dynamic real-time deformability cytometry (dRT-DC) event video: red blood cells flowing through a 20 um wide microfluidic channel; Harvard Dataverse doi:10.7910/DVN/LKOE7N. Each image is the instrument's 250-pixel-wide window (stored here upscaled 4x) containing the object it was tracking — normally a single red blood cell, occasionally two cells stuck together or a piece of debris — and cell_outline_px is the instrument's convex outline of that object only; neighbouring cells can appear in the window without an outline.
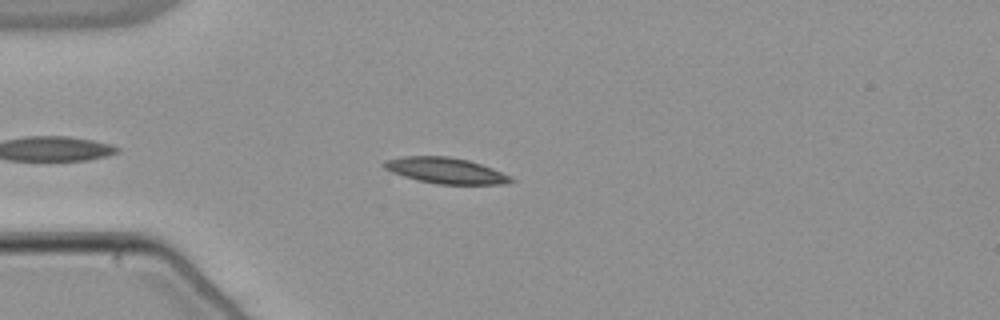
{"species": "common noctule bat (a hibernating species)", "species_latin": "Nyctalus noctula", "temperature_condition": "warm", "stored_images_in_passage": 41, "camera_frame_rate_fps": 3000, "um_per_image_px": 0.085, "animal": {"sex": "male", "body_mass_g": 21.5, "forearm_length_mm": 52.0}, "frame": {"image": 1, "passage_image": 8, "time_ms": 2.333, "image_size_px": [1000, 320], "cell_outline_px": [[516, 180], [504, 184], [436, 184], [416, 180], [392, 172], [384, 168], [380, 164], [384, 160], [404, 156], [448, 156], [468, 160], [492, 168], [512, 176]], "centroid_in_image_um": [37.87, 14.5], "position_along_channel_um": 47.1, "area_um2": 19.25}}
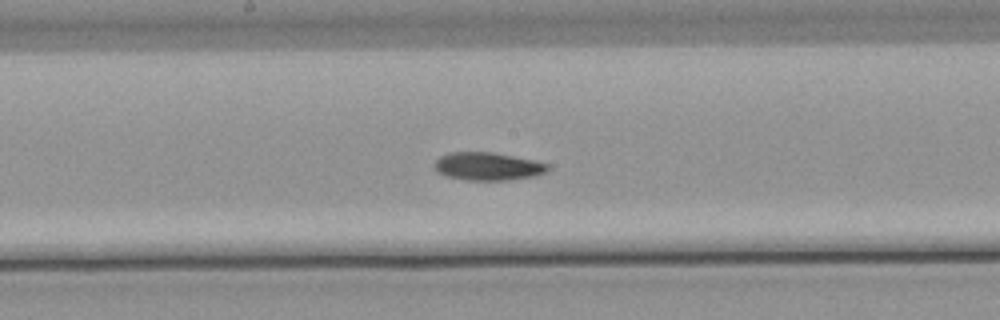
{"frame": {"image": 2, "passage_image": 22, "time_ms": 7.0, "image_size_px": [1000, 320], "cell_outline_px": [[548, 172], [532, 176], [508, 180], [464, 180], [444, 176], [436, 172], [436, 160], [440, 156], [448, 152], [492, 152], [532, 160], [548, 164]], "centroid_in_image_um": [41.42, 14.14], "position_along_channel_um": 206.8, "area_um2": 18.38}}
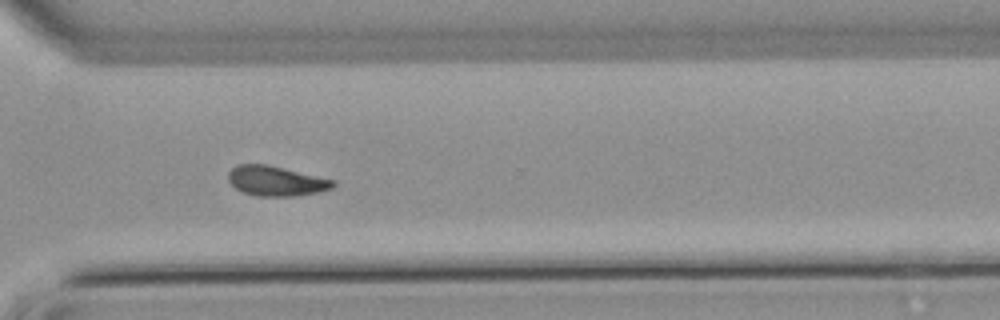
{"frame": {"image": 3, "passage_image": 33, "time_ms": 10.667, "image_size_px": [1000, 320], "cell_outline_px": [[336, 184], [332, 188], [320, 192], [296, 196], [256, 196], [244, 192], [236, 188], [228, 180], [228, 172], [236, 164], [268, 164], [336, 180]], "centroid_in_image_um": [23.49, 15.37], "position_along_channel_um": 347.1, "area_um2": 18.44}, "authors_computed_cell_mechanics": {"area_um2": 18.3804, "velocity_mm_per_s": 3.8239, "shape_relaxation_time_tau1_ms": 4.9221, "shape_relaxation_time_tau2_ms": null, "deformation_change_tau1": 0.13, "deformation_change_tau2": null}}